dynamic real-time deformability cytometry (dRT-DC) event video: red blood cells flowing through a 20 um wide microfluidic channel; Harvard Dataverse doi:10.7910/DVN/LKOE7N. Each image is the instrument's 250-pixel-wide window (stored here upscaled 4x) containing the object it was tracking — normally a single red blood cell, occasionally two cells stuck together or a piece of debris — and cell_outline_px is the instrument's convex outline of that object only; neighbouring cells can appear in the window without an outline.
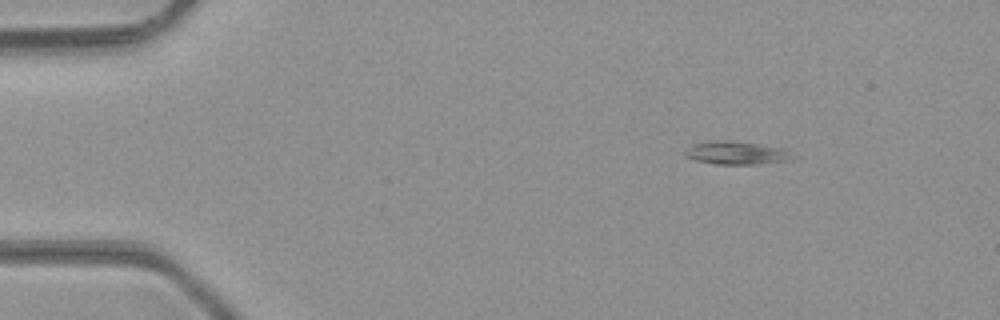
{"species": "common noctule bat (a hibernating species)", "species_latin": "Nyctalus noctula", "temperature_condition": "room temperature", "stored_images_in_passage": 42, "camera_frame_rate_fps": 3000, "um_per_image_px": 0.085, "animal": {"sex": "male", "body_mass_g": 23.1, "forearm_length_mm": 52.7}, "frame": {"image": 1, "passage_image": 1, "time_ms": 0.0, "image_size_px": [1000, 320], "cell_outline_px": [[800, 156], [792, 160], [756, 164], [716, 164], [696, 160], [684, 156], [684, 148], [692, 144], [716, 140], [732, 140], [784, 148]], "centroid_in_image_um": [62.65, 12.99], "position_along_channel_um": 22.4, "area_um2": 14.85}}
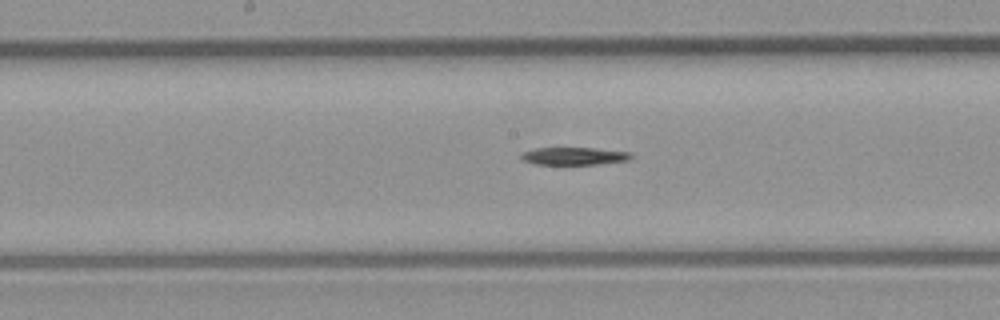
{"frame": {"image": 2, "passage_image": 19, "time_ms": 6.0, "image_size_px": [1000, 320], "cell_outline_px": [[632, 156], [628, 160], [596, 164], [532, 164], [520, 160], [520, 156], [524, 152], [536, 148], [592, 148], [632, 152]], "centroid_in_image_um": [48.76, 13.27], "position_along_channel_um": 199.4, "area_um2": 11.21}}
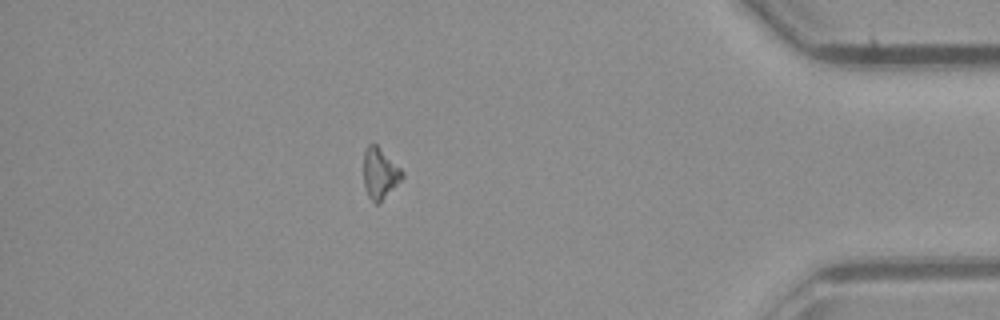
{"frame": {"image": 3, "passage_image": 36, "time_ms": 11.667, "image_size_px": [1000, 320], "cell_outline_px": [[404, 176], [380, 204], [376, 204], [368, 196], [364, 188], [364, 148], [368, 144], [376, 144], [404, 172]], "centroid_in_image_um": [32.28, 14.76], "position_along_channel_um": 402.9, "area_um2": 11.44}}